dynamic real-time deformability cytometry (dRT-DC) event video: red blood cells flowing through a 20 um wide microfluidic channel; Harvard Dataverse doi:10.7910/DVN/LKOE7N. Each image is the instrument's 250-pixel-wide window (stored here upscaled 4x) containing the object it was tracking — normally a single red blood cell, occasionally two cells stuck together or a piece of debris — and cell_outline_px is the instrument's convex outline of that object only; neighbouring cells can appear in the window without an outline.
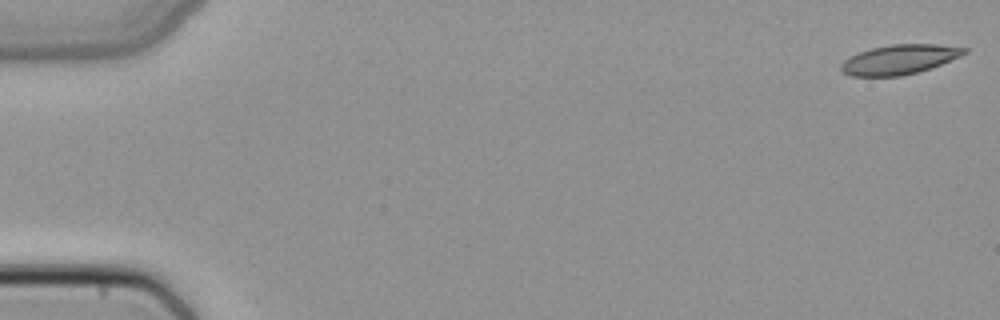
{"species": "common noctule bat (a hibernating species)", "species_latin": "Nyctalus noctula", "temperature_condition": "cold", "stored_images_in_passage": 50, "camera_frame_rate_fps": 3000, "um_per_image_px": 0.085, "animal": {"sex": "female", "body_mass_g": 22.7, "forearm_length_mm": 54.2}, "frame": {"image": 1, "passage_image": 1, "time_ms": 0.0, "image_size_px": [1000, 320], "cell_outline_px": [[968, 52], [960, 56], [940, 64], [916, 72], [900, 76], [852, 76], [844, 72], [840, 68], [840, 64], [848, 56], [872, 48], [892, 44], [936, 44], [968, 48]], "centroid_in_image_um": [76.43, 5.05], "position_along_channel_um": 8.6, "area_um2": 21.04}}
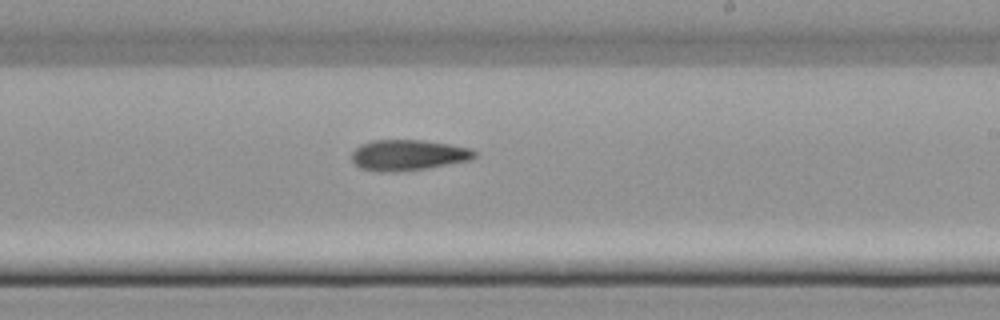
{"frame": {"image": 2, "passage_image": 30, "time_ms": 9.667, "image_size_px": [1000, 320], "cell_outline_px": [[476, 156], [468, 160], [424, 168], [396, 172], [376, 172], [360, 168], [352, 160], [352, 152], [360, 144], [372, 140], [424, 140], [472, 148], [476, 152]], "centroid_in_image_um": [34.65, 13.17], "position_along_channel_um": 254.4, "area_um2": 21.91}}
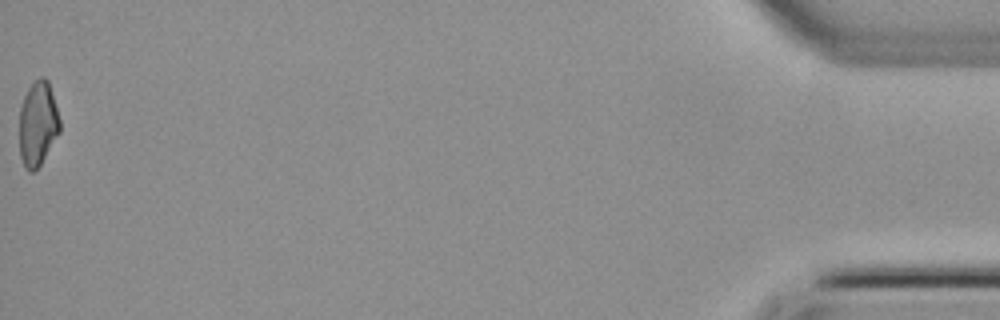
{"frame": {"image": 3, "passage_image": 50, "time_ms": 16.333, "image_size_px": [1000, 320], "cell_outline_px": [[60, 132], [40, 164], [32, 172], [28, 172], [24, 168], [20, 156], [20, 108], [24, 96], [28, 88], [40, 76], [44, 76], [48, 80], [60, 120]], "centroid_in_image_um": [3.21, 10.52], "position_along_channel_um": 432.0, "area_um2": 19.83}}